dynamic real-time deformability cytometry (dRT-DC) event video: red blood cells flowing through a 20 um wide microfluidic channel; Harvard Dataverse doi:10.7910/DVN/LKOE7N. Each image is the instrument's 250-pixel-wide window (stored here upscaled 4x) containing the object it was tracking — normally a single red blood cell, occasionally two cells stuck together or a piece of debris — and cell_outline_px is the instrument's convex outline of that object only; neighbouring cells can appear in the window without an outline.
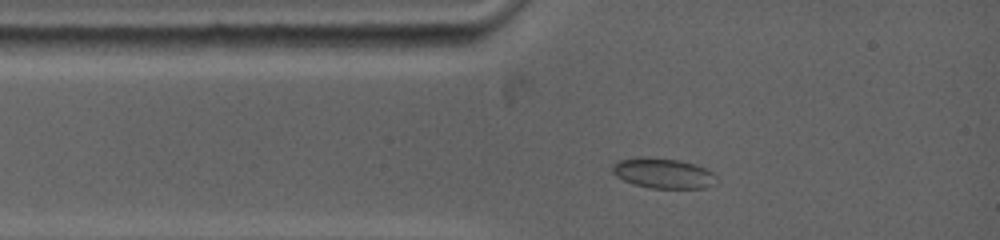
{"species": "common noctule bat (a hibernating species)", "species_latin": "Nyctalus noctula", "temperature_condition": "warm", "stored_images_in_passage": 4, "camera_frame_rate_fps": 5000, "um_per_image_px": 0.085, "animal": {"sex": "female", "body_mass_g": 19.0, "forearm_length_mm": 53.3}, "frame": {"image": 1, "passage_image": 3, "time_ms": 1.6, "image_size_px": [1000, 240], "cell_outline_px": [[720, 180], [716, 184], [704, 188], [648, 188], [632, 184], [616, 176], [612, 172], [612, 164], [616, 160], [636, 156], [648, 156], [680, 160], [696, 164], [712, 172]], "centroid_in_image_um": [56.35, 14.71], "position_along_channel_um": 28.6, "area_um2": 18.9}}